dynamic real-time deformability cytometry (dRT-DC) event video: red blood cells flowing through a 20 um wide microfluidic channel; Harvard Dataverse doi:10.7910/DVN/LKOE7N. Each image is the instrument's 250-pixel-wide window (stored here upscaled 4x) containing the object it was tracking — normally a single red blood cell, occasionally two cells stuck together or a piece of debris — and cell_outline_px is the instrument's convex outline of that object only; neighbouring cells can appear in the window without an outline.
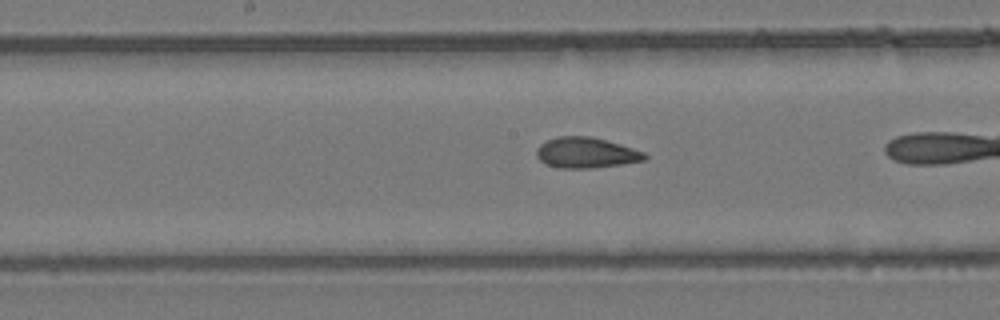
{"species": "common noctule bat (a hibernating species)", "species_latin": "Nyctalus noctula", "temperature_condition": "room temperature", "stored_images_in_passage": 31, "camera_frame_rate_fps": 3000, "um_per_image_px": 0.085, "animal": {"sex": "female", "body_mass_g": 24.6, "forearm_length_mm": 56.2}, "frame": {"image": 1, "passage_image": 18, "time_ms": 5.667, "image_size_px": [1000, 320], "cell_outline_px": [[648, 156], [644, 160], [620, 164], [592, 168], [560, 168], [544, 164], [536, 156], [536, 152], [540, 144], [556, 136], [588, 136], [620, 144], [644, 152]], "centroid_in_image_um": [49.78, 12.98], "position_along_channel_um": 198.4, "area_um2": 19.13}}
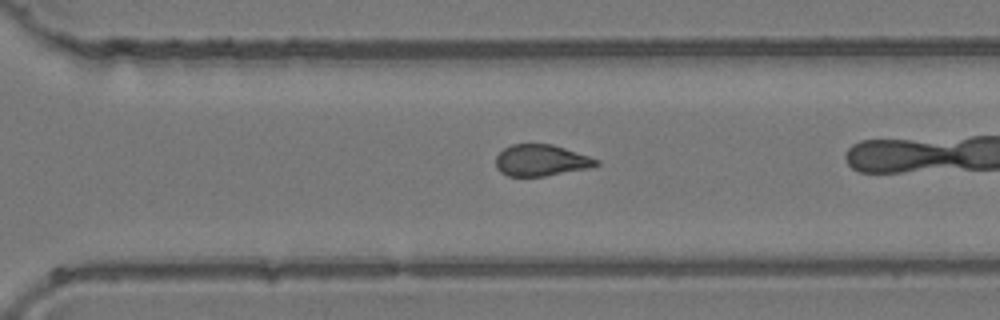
{"frame": {"image": 2, "passage_image": 27, "time_ms": 8.667, "image_size_px": [1000, 320], "cell_outline_px": [[600, 164], [588, 168], [544, 176], [508, 176], [500, 172], [496, 168], [496, 156], [504, 148], [512, 144], [552, 144], [600, 160]], "centroid_in_image_um": [45.97, 13.63], "position_along_channel_um": 324.6, "area_um2": 18.26}}